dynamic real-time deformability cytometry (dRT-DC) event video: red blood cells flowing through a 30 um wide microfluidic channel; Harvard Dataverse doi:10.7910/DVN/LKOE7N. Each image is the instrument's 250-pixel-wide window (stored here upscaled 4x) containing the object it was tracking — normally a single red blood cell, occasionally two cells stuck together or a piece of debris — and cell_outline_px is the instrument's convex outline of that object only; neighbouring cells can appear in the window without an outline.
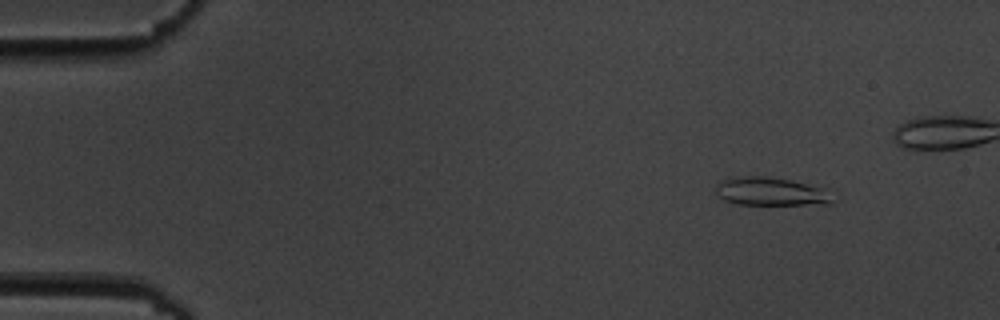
{"species": "common noctule bat (a hibernating species)", "species_latin": "Nyctalus noctula", "temperature_condition": "cold", "stored_images_in_passage": 6, "camera_frame_rate_fps": 3000, "um_per_image_px": 0.085, "animal": {"sex": "male", "body_mass_g": 19.5, "forearm_length_mm": 54.6}, "frame": {"image": 1, "passage_image": 2, "time_ms": 1.0, "image_size_px": [1000, 320], "cell_outline_px": [[832, 204], [736, 204], [724, 200], [716, 196], [716, 188], [728, 176], [764, 176], [788, 180], [804, 184], [816, 188], [832, 200]], "centroid_in_image_um": [65.33, 16.28], "position_along_channel_um": 19.7, "area_um2": 18.44}}
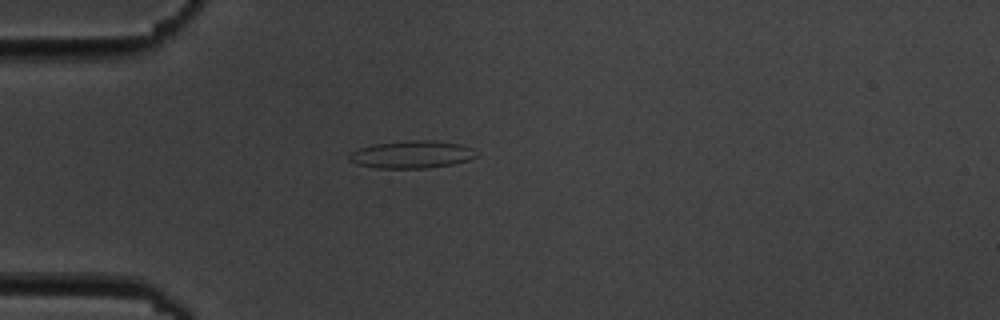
{"frame": {"image": 2, "passage_image": 6, "time_ms": 6.667, "image_size_px": [1000, 320], "cell_outline_px": [[480, 152], [476, 156], [468, 160], [456, 164], [428, 168], [376, 168], [356, 164], [348, 160], [348, 152], [372, 144], [412, 140], [432, 140], [464, 144]], "centroid_in_image_um": [35.02, 13.13], "position_along_channel_um": 50.0, "area_um2": 20.81}}